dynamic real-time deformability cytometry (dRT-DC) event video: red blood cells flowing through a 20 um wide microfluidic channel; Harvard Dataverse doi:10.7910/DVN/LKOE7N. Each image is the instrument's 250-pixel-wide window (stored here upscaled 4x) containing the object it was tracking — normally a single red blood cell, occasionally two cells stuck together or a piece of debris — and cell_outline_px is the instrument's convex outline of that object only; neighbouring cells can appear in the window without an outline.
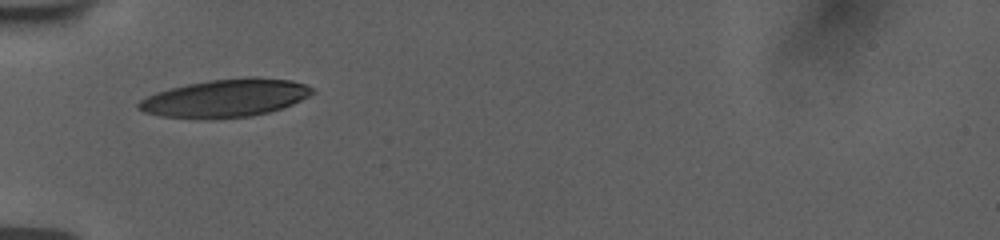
{"species": "human", "species_latin": "Homo sapiens", "temperature_condition": "room temperature", "stored_images_in_passage": 37, "camera_frame_rate_fps": 3000, "um_per_image_px": 0.085, "donor": {"sex": "female"}, "frame": {"image": 1, "passage_image": 1, "time_ms": 0.0, "image_size_px": [1000, 240], "cell_outline_px": [[316, 92], [292, 104], [268, 112], [252, 116], [160, 116], [144, 112], [136, 108], [136, 104], [140, 100], [156, 92], [188, 84], [208, 80], [244, 76], [252, 76], [292, 80], [308, 84]], "centroid_in_image_um": [19.22, 8.28], "position_along_channel_um": 65.8, "area_um2": 37.51}}
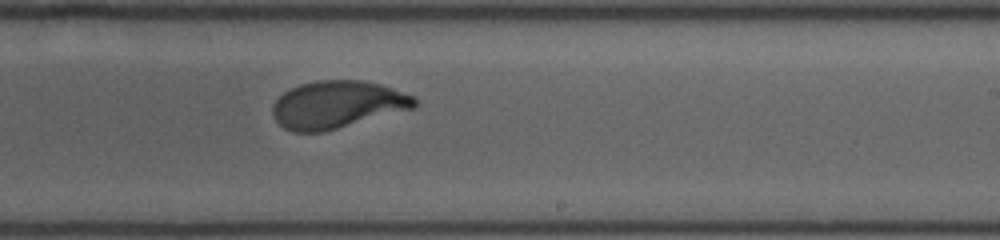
{"frame": {"image": 2, "passage_image": 21, "time_ms": 5.333, "image_size_px": [1000, 240], "cell_outline_px": [[416, 108], [320, 132], [292, 132], [284, 128], [272, 116], [272, 104], [284, 92], [300, 84], [316, 80], [364, 80], [380, 84], [416, 96]], "centroid_in_image_um": [28.67, 8.88], "position_along_channel_um": 260.3, "area_um2": 39.25}}
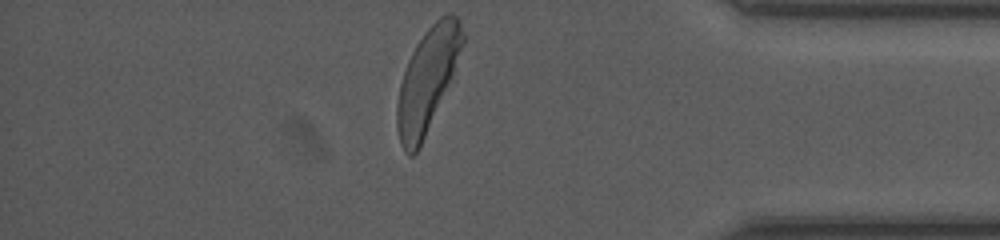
{"frame": {"image": 3, "passage_image": 36, "time_ms": 9.667, "image_size_px": [1000, 240], "cell_outline_px": [[464, 44], [452, 76], [420, 148], [412, 156], [408, 156], [404, 152], [400, 144], [396, 128], [396, 104], [400, 84], [408, 60], [416, 44], [424, 32], [440, 16], [448, 12], [452, 12], [460, 20], [464, 36]], "centroid_in_image_um": [36.31, 6.8], "position_along_channel_um": 398.9, "area_um2": 39.3}, "authors_computed_cell_mechanics": {"area_um2": 39.7664, "velocity_mm_per_s": 3.7181, "shape_relaxation_time_tau1_ms": 3.1116, "shape_relaxation_time_tau2_ms": null, "deformation_change_tau1": 0.1636, "deformation_change_tau2": null}}